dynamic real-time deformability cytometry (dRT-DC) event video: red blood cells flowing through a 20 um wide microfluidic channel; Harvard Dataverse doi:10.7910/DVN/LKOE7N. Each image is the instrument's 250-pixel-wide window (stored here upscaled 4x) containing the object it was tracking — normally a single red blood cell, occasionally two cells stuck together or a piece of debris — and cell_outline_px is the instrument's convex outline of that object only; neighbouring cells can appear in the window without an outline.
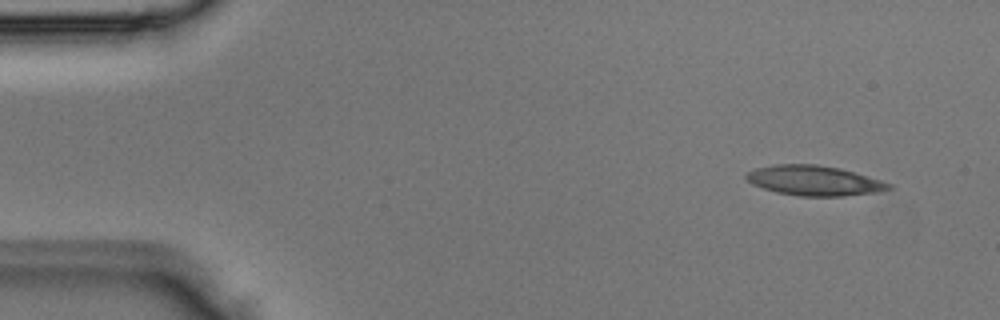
{"species": "Egyptian fruit bat (a non-hibernating species)", "species_latin": "Rousettus aegyptiacus", "temperature_condition": "room temperature", "stored_images_in_passage": 4, "camera_frame_rate_fps": 3000, "um_per_image_px": 0.085, "animal": {"sex": "male"}, "frame": {"image": 1, "passage_image": 1, "time_ms": 0.0, "image_size_px": [1000, 320], "cell_outline_px": [[892, 188], [880, 192], [840, 196], [800, 196], [776, 192], [752, 184], [744, 176], [748, 172], [756, 168], [772, 164], [816, 164], [840, 168], [880, 180], [892, 184]], "centroid_in_image_um": [69.2, 15.35], "position_along_channel_um": 15.8, "area_um2": 24.8}}